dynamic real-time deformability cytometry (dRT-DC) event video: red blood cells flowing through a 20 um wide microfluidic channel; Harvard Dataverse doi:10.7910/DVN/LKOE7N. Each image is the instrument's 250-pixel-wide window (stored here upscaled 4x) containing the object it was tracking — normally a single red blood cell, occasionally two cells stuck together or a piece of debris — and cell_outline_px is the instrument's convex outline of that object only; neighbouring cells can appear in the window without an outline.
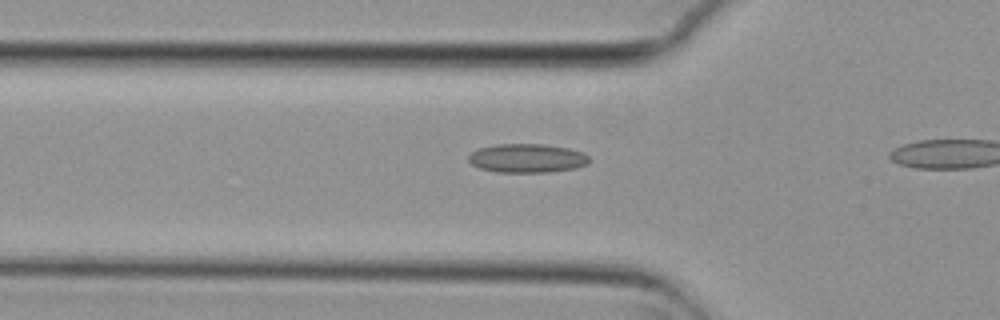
{"species": "common noctule bat (a hibernating species)", "species_latin": "Nyctalus noctula", "temperature_condition": "cold", "stored_images_in_passage": 13, "camera_frame_rate_fps": 3000, "um_per_image_px": 0.085, "animal": {"sex": "female", "body_mass_g": 29.2, "forearm_length_mm": 56.3}, "frame": {"image": 1, "passage_image": 11, "time_ms": 3.333, "image_size_px": [1000, 320], "cell_outline_px": [[592, 160], [588, 164], [576, 168], [548, 172], [496, 172], [480, 168], [472, 164], [468, 160], [468, 156], [472, 152], [480, 148], [496, 144], [544, 144], [568, 148], [584, 152]], "centroid_in_image_um": [44.84, 13.45], "position_along_channel_um": 81.0, "area_um2": 20.4}}